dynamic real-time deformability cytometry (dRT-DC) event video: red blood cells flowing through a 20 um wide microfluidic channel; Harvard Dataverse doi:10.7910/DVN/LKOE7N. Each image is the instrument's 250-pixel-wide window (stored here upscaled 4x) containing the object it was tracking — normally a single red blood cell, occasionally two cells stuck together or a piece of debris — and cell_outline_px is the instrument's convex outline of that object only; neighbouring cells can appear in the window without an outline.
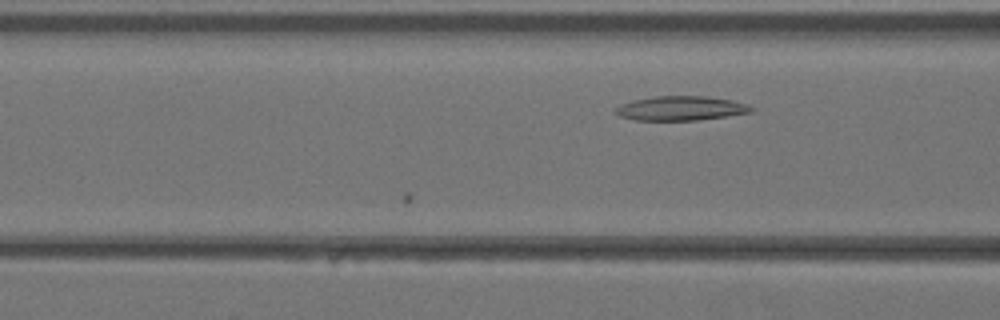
{"species": "Egyptian fruit bat (a non-hibernating species)", "species_latin": "Rousettus aegyptiacus", "temperature_condition": "warm", "stored_images_in_passage": 4, "camera_frame_rate_fps": 3000, "um_per_image_px": 0.085, "animal": {"sex": "female"}, "frame": {"image": 1, "passage_image": 4, "time_ms": 1.0, "image_size_px": [1000, 320], "cell_outline_px": [[756, 108], [752, 112], [728, 116], [696, 120], [636, 120], [620, 116], [612, 112], [620, 104], [652, 96], [708, 96], [732, 100], [748, 104]], "centroid_in_image_um": [57.9, 9.2], "position_along_channel_um": 108.7, "area_um2": 19.36}}